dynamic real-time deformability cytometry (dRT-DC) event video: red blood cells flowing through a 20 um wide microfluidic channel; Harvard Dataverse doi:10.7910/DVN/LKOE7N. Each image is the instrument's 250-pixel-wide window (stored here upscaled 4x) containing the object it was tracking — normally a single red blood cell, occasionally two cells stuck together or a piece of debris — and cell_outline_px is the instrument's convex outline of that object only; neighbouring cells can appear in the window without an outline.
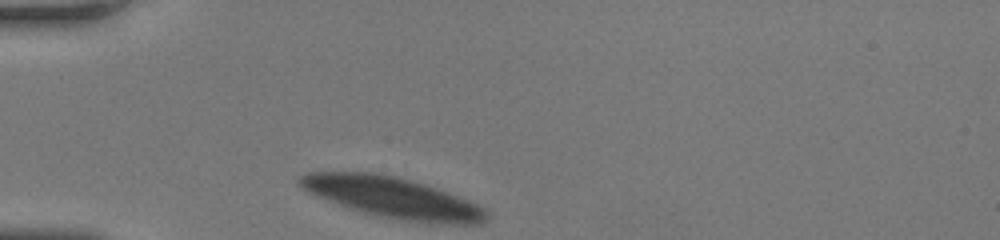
{"species": "human", "species_latin": "Homo sapiens", "temperature_condition": "room temperature", "stored_images_in_passage": 45, "camera_frame_rate_fps": 3000, "um_per_image_px": 0.085, "donor": {"sex": "female"}, "frame": {"image": 1, "passage_image": 1, "time_ms": 0.0, "image_size_px": [1000, 240], "cell_outline_px": [[488, 220], [484, 224], [428, 224], [404, 220], [364, 212], [348, 208], [316, 196], [300, 188], [296, 184], [296, 180], [300, 176], [308, 172], [376, 172], [396, 176], [412, 180], [448, 192], [468, 200], [484, 208], [488, 212]], "centroid_in_image_um": [33.37, 16.79], "position_along_channel_um": 51.6, "area_um2": 44.74}}
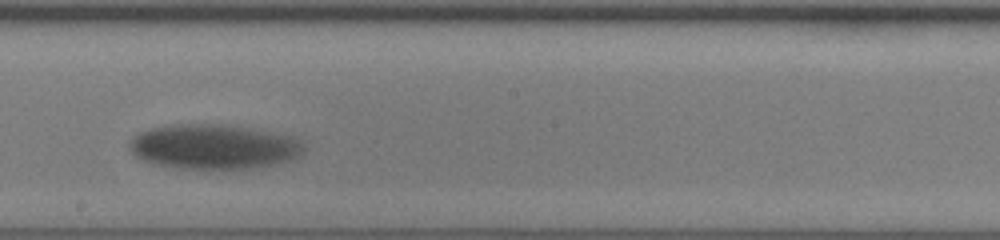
{"frame": {"image": 2, "passage_image": 20, "time_ms": 6.333, "image_size_px": [1000, 240], "cell_outline_px": [[304, 148], [296, 156], [288, 160], [272, 164], [252, 168], [180, 168], [152, 164], [136, 156], [128, 148], [128, 140], [132, 136], [140, 132], [152, 128], [176, 124], [228, 124], [292, 136], [300, 140]], "centroid_in_image_um": [18.09, 12.45], "position_along_channel_um": 230.1, "area_um2": 45.2}}
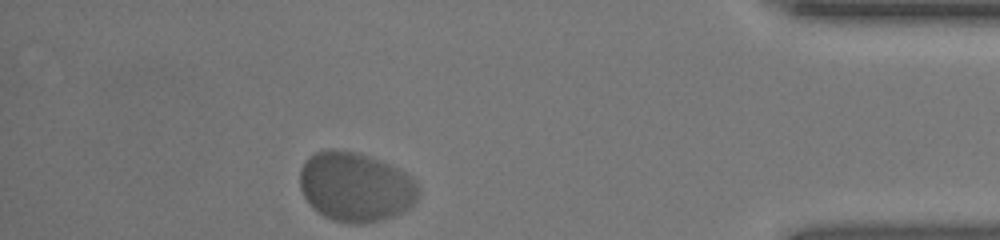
{"frame": {"image": 3, "passage_image": 39, "time_ms": 12.667, "image_size_px": [1000, 240], "cell_outline_px": [[420, 196], [408, 208], [384, 220], [364, 224], [348, 224], [332, 220], [316, 212], [312, 208], [304, 196], [300, 188], [300, 168], [304, 160], [308, 156], [316, 152], [332, 148], [356, 152], [380, 160], [400, 168], [412, 176], [416, 180], [420, 188]], "centroid_in_image_um": [30.23, 15.88], "position_along_channel_um": 405.0, "area_um2": 48.84}, "authors_computed_cell_mechanics": {"area_um2": 46.6446, "velocity_mm_per_s": 3.2992, "shape_relaxation_time_tau1_ms": 3.6965, "shape_relaxation_time_tau2_ms": null, "deformation_change_tau1": 0.0756, "deformation_change_tau2": null}}